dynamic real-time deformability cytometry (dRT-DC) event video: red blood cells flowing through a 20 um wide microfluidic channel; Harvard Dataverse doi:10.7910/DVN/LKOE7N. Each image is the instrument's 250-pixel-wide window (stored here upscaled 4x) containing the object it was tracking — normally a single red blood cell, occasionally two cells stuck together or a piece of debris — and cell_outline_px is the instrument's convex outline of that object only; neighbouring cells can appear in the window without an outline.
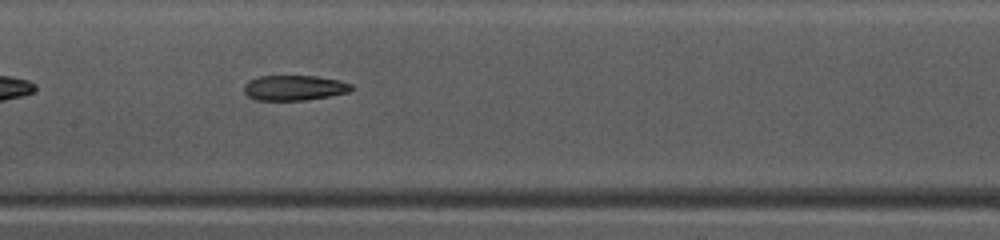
{"species": "common noctule bat (a hibernating species)", "species_latin": "Nyctalus noctula", "temperature_condition": "warm", "stored_images_in_passage": 35, "camera_frame_rate_fps": 3000, "um_per_image_px": 0.085, "animal": {"sex": "female", "body_mass_g": 10.0, "forearm_length_mm": 53.1}, "frame": {"image": 1, "passage_image": 11, "time_ms": 3.333, "image_size_px": [1000, 240], "cell_outline_px": [[356, 88], [348, 92], [328, 96], [304, 100], [256, 100], [248, 96], [244, 92], [244, 84], [248, 80], [256, 76], [316, 76], [340, 80], [352, 84]], "centroid_in_image_um": [25.01, 7.45], "position_along_channel_um": 182.4, "area_um2": 15.9}}
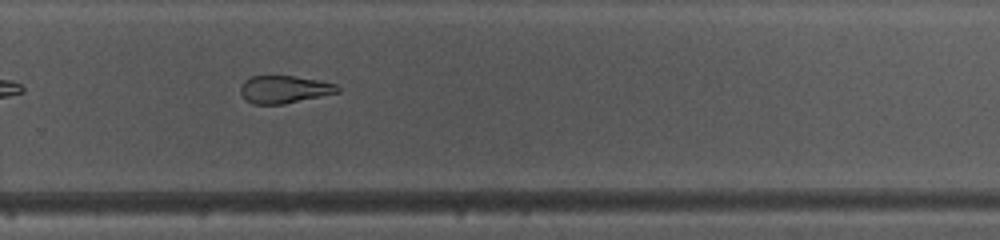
{"frame": {"image": 2, "passage_image": 20, "time_ms": 6.333, "image_size_px": [1000, 240], "cell_outline_px": [[340, 92], [284, 104], [252, 104], [244, 100], [240, 92], [240, 88], [244, 80], [252, 76], [296, 76], [320, 80], [336, 84], [340, 88]], "centroid_in_image_um": [24.15, 7.6], "position_along_channel_um": 305.6, "area_um2": 15.78}, "authors_computed_cell_mechanics": {"area_um2": 16.9354, "velocity_mm_per_s": 4.1221, "shape_relaxation_time_tau1_ms": null, "shape_relaxation_time_tau2_ms": 3.8901, "deformation_change_tau1": null, "deformation_change_tau2": 0.1413}}